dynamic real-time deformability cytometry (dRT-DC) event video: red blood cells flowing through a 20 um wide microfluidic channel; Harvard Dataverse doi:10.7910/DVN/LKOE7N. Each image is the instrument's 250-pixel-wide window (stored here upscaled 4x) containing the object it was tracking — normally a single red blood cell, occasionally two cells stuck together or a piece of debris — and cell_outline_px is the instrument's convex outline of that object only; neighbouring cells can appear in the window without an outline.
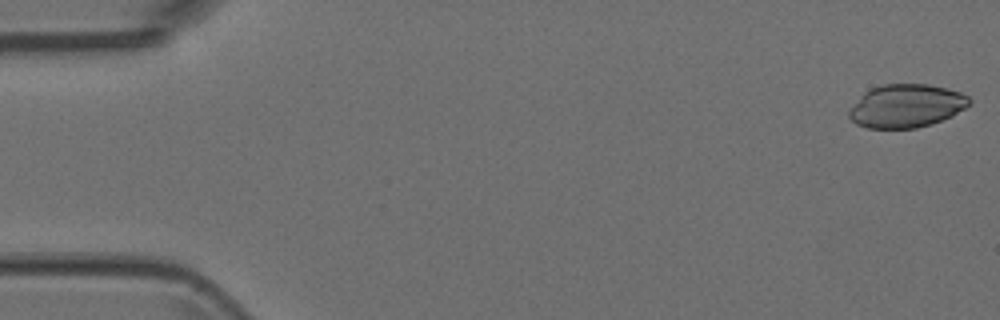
{"species": "Egyptian fruit bat (a non-hibernating species)", "species_latin": "Rousettus aegyptiacus", "temperature_condition": "room temperature", "stored_images_in_passage": 4, "camera_frame_rate_fps": 3000, "um_per_image_px": 0.085, "animal": {"sex": "female"}, "frame": {"image": 1, "passage_image": 1, "time_ms": 0.0, "image_size_px": [1000, 320], "cell_outline_px": [[972, 100], [964, 108], [952, 116], [916, 128], [868, 128], [856, 124], [848, 116], [848, 108], [864, 92], [872, 88], [884, 84], [928, 84], [948, 88], [960, 92], [968, 96]], "centroid_in_image_um": [77.0, 8.99], "position_along_channel_um": 8.0, "area_um2": 30.29}}